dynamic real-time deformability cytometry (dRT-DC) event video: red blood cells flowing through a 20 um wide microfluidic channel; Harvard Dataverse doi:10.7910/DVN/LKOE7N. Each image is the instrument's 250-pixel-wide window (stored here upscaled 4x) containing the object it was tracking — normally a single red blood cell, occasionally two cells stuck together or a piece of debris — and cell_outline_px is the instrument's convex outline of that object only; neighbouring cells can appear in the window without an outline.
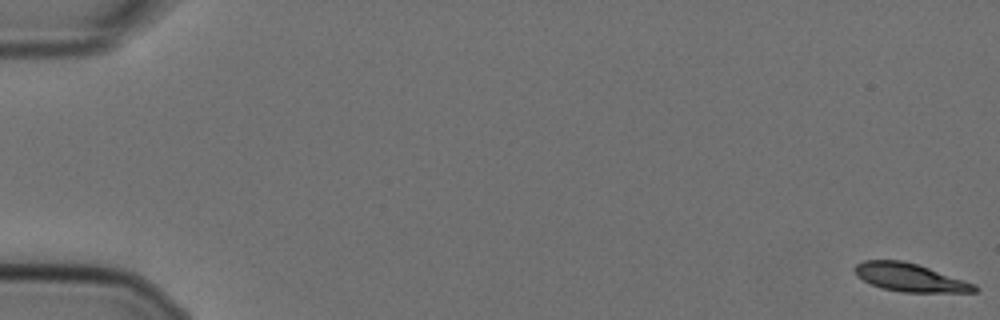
{"species": "Egyptian fruit bat (a non-hibernating species)", "species_latin": "Rousettus aegyptiacus", "temperature_condition": "cold", "stored_images_in_passage": 57, "camera_frame_rate_fps": 3000, "um_per_image_px": 0.085, "animal": {"sex": "female"}, "frame": {"image": 1, "passage_image": 1, "time_ms": 0.0, "image_size_px": [1000, 320], "cell_outline_px": [[980, 288], [976, 292], [904, 292], [880, 288], [856, 276], [852, 268], [856, 264], [864, 260], [904, 260], [976, 284]], "centroid_in_image_um": [77.32, 23.58], "position_along_channel_um": 7.7, "area_um2": 19.59}}
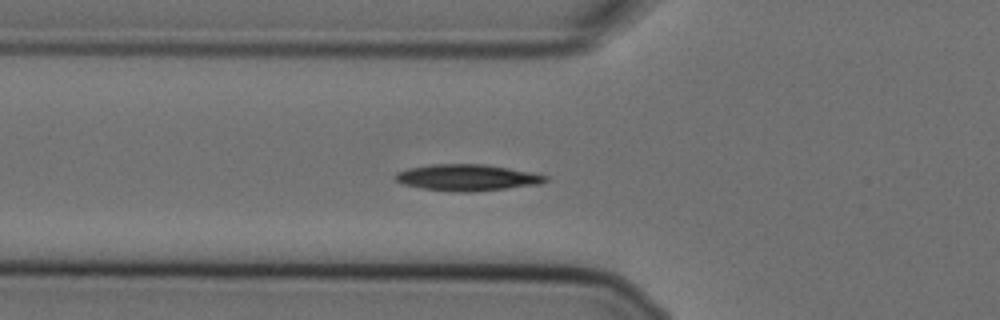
{"frame": {"image": 2, "passage_image": 21, "time_ms": 6.667, "image_size_px": [1000, 320], "cell_outline_px": [[548, 180], [540, 184], [472, 192], [460, 192], [420, 188], [404, 184], [396, 180], [396, 172], [408, 168], [432, 164], [484, 164], [508, 168], [548, 176]], "centroid_in_image_um": [39.69, 15.09], "position_along_channel_um": 86.1, "area_um2": 22.83}}
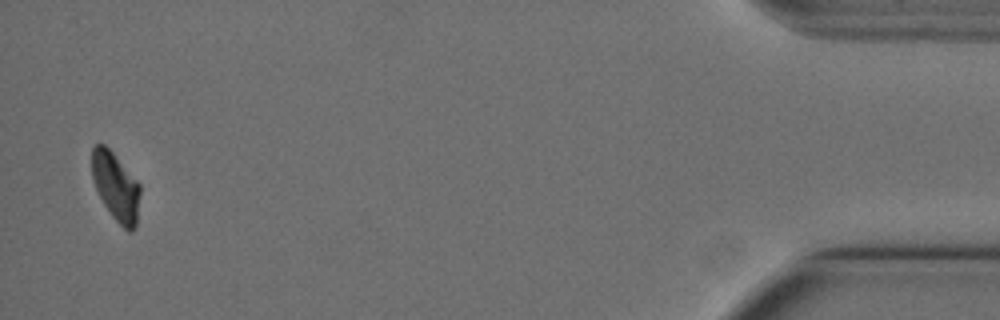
{"frame": {"image": 3, "passage_image": 56, "time_ms": 18.333, "image_size_px": [1000, 320], "cell_outline_px": [[140, 192], [136, 228], [132, 232], [128, 232], [112, 216], [104, 204], [96, 188], [92, 176], [92, 148], [96, 144], [104, 144], [112, 152], [140, 184]], "centroid_in_image_um": [9.86, 15.88], "position_along_channel_um": 425.3, "area_um2": 18.96}, "authors_computed_cell_mechanics": {"area_um2": 21.4438, "velocity_mm_per_s": 3.5858, "shape_relaxation_time_tau1_ms": 3.7621, "shape_relaxation_time_tau2_ms": null, "deformation_change_tau1": 0.1328, "deformation_change_tau2": null}}